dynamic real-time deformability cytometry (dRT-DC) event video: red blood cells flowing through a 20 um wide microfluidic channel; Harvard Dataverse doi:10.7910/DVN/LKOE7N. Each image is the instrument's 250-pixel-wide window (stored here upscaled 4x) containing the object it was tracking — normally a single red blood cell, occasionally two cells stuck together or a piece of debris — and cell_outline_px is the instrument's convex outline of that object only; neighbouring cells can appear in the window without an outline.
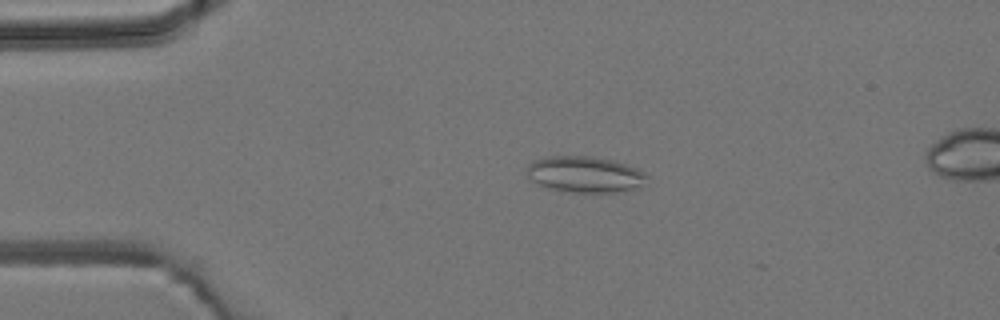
{"species": "common noctule bat (a hibernating species)", "species_latin": "Nyctalus noctula", "temperature_condition": "room temperature", "stored_images_in_passage": 5, "camera_frame_rate_fps": 3000, "um_per_image_px": 0.085, "animal": {"sex": "male", "body_mass_g": 19.2, "forearm_length_mm": 51.8}, "frame": {"image": 1, "passage_image": 3, "time_ms": 2.333, "image_size_px": [1000, 320], "cell_outline_px": [[648, 176], [640, 184], [632, 188], [616, 192], [576, 192], [548, 188], [532, 180], [524, 172], [528, 164], [532, 160], [548, 156], [592, 156], [612, 160], [636, 168], [644, 172]], "centroid_in_image_um": [49.63, 14.8], "position_along_channel_um": 35.4, "area_um2": 24.97}}